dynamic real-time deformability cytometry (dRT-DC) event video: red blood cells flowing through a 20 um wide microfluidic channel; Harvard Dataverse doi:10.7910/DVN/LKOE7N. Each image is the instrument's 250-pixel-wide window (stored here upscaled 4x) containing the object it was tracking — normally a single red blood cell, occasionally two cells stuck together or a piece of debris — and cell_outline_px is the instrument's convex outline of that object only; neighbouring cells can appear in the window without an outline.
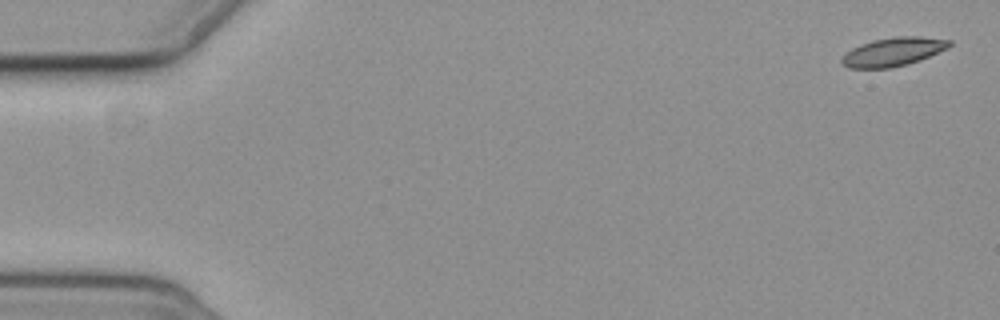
{"species": "common noctule bat (a hibernating species)", "species_latin": "Nyctalus noctula", "temperature_condition": "cold", "stored_images_in_passage": 5, "camera_frame_rate_fps": 3000, "um_per_image_px": 0.085, "animal": {"sex": "female", "body_mass_g": 19.3, "forearm_length_mm": 54.1}, "frame": {"image": 1, "passage_image": 1, "time_ms": 0.0, "image_size_px": [1000, 320], "cell_outline_px": [[952, 44], [948, 48], [920, 60], [908, 64], [888, 68], [848, 68], [840, 64], [840, 60], [852, 48], [860, 44], [872, 40], [896, 36], [920, 36], [952, 40]], "centroid_in_image_um": [75.92, 4.4], "position_along_channel_um": 9.1, "area_um2": 18.03}}